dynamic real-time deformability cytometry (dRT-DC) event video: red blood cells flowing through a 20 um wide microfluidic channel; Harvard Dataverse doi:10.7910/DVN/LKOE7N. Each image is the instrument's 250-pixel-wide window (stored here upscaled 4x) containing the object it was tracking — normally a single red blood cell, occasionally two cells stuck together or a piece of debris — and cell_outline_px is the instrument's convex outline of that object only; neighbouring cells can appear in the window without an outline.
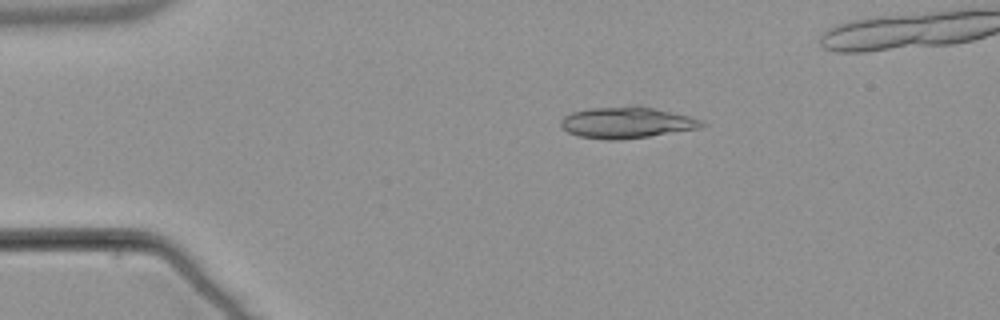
{"species": "common noctule bat (a hibernating species)", "species_latin": "Nyctalus noctula", "temperature_condition": "warm", "stored_images_in_passage": 19, "camera_frame_rate_fps": 3000, "um_per_image_px": 0.085, "animal": {"sex": "male", "body_mass_g": 21.5, "forearm_length_mm": 52.0}, "frame": {"image": 1, "passage_image": 9, "time_ms": 2.667, "image_size_px": [1000, 320], "cell_outline_px": [[704, 124], [700, 128], [648, 136], [616, 140], [608, 140], [580, 136], [568, 132], [560, 124], [560, 120], [564, 116], [572, 112], [588, 108], [652, 108], [688, 116], [700, 120]], "centroid_in_image_um": [53.21, 10.45], "position_along_channel_um": 31.8, "area_um2": 24.62}}